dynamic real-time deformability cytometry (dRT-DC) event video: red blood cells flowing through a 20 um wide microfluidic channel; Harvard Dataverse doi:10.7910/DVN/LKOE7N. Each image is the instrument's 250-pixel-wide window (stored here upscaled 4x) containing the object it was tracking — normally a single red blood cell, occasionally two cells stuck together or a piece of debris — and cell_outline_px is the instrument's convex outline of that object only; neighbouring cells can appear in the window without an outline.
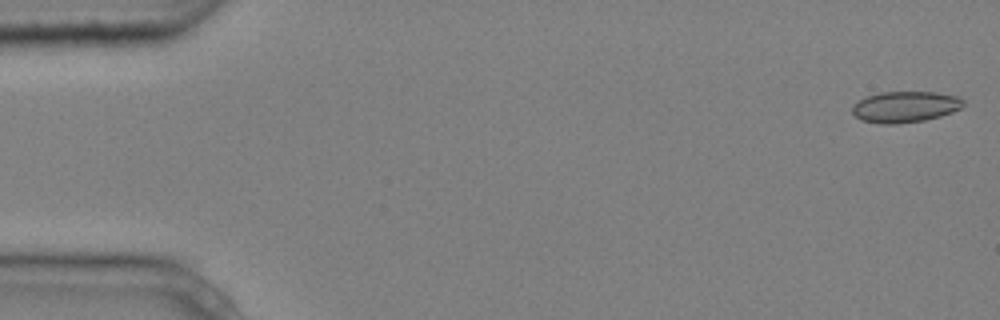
{"species": "common noctule bat (a hibernating species)", "species_latin": "Nyctalus noctula", "temperature_condition": "cold", "stored_images_in_passage": 6, "segment_of_instrument_passage": [1, 2], "camera_frame_rate_fps": 3000, "um_per_image_px": 0.085, "animal": {"sex": "male", "body_mass_g": 20.4}, "frame": {"image": 1, "passage_image": 1, "time_ms": 0.0, "image_size_px": [1000, 320], "cell_outline_px": [[964, 104], [960, 108], [952, 112], [940, 116], [924, 120], [896, 124], [880, 124], [860, 120], [852, 112], [852, 104], [868, 96], [880, 92], [932, 92], [956, 96], [964, 100]], "centroid_in_image_um": [76.91, 9.09], "position_along_channel_um": 8.1, "area_um2": 20.06}}
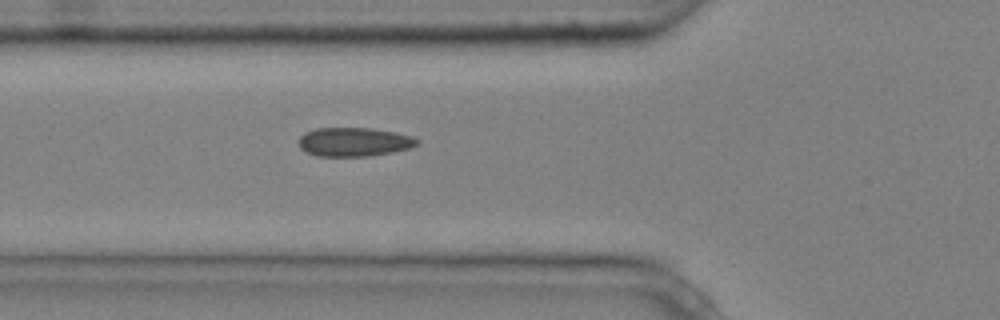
{"frame": {"image": 2, "passage_image": 5, "time_ms": 1.333, "image_size_px": [1000, 320], "cell_outline_px": [[416, 144], [408, 148], [392, 152], [368, 156], [316, 156], [300, 148], [300, 136], [304, 132], [316, 128], [372, 128], [396, 132], [412, 136], [416, 140]], "centroid_in_image_um": [30.06, 12.05], "position_along_channel_um": 95.7, "area_um2": 19.71}}